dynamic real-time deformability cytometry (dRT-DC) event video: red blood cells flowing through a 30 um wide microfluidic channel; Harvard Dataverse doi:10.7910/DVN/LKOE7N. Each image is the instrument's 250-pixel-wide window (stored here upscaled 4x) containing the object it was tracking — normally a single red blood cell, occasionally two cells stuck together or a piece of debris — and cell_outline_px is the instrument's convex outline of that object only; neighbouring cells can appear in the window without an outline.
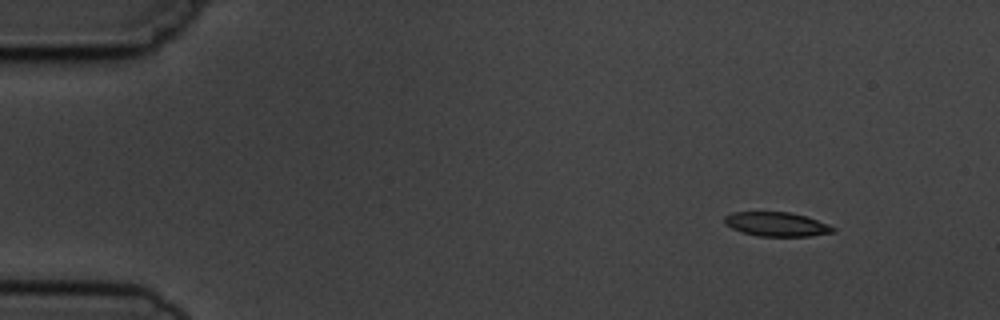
{"species": "common noctule bat (a hibernating species)", "species_latin": "Nyctalus noctula", "temperature_condition": "cold", "stored_images_in_passage": 4, "camera_frame_rate_fps": 3000, "um_per_image_px": 0.085, "animal": {"sex": "male", "body_mass_g": 19.5, "forearm_length_mm": 54.6}, "frame": {"image": 1, "passage_image": 1, "time_ms": 0.0, "image_size_px": [1000, 320], "cell_outline_px": [[836, 232], [808, 236], [756, 236], [732, 228], [724, 224], [724, 216], [732, 212], [788, 212], [804, 216], [828, 224], [836, 228]], "centroid_in_image_um": [66.0, 19.06], "position_along_channel_um": 19.0, "area_um2": 15.2}}
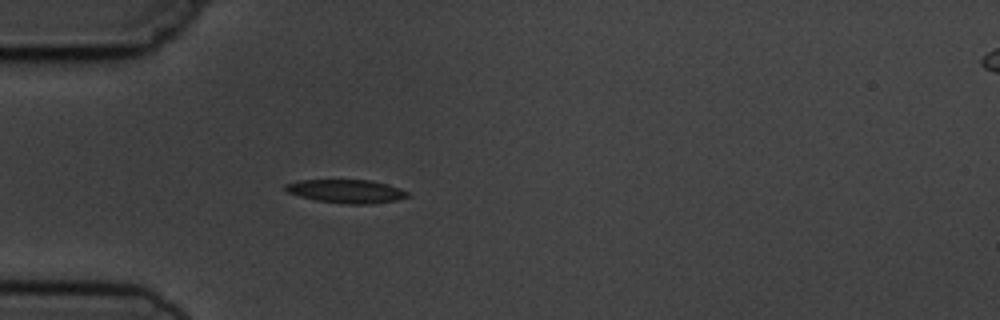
{"frame": {"image": 2, "passage_image": 4, "time_ms": 3.333, "image_size_px": [1000, 320], "cell_outline_px": [[408, 196], [396, 200], [368, 204], [344, 204], [316, 200], [300, 196], [288, 192], [284, 188], [284, 184], [300, 180], [372, 180], [400, 188], [408, 192]], "centroid_in_image_um": [29.42, 16.25], "position_along_channel_um": 55.6, "area_um2": 16.59}}